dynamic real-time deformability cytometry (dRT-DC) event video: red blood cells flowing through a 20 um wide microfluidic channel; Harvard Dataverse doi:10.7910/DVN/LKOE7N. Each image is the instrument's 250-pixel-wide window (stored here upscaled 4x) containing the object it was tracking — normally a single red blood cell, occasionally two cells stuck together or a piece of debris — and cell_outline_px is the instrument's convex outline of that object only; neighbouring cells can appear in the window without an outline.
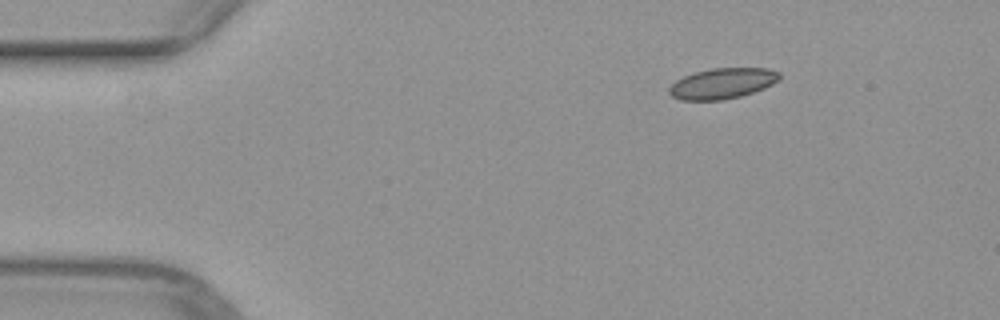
{"species": "common noctule bat (a hibernating species)", "species_latin": "Nyctalus noctula", "temperature_condition": "warm", "stored_images_in_passage": 44, "camera_frame_rate_fps": 3000, "um_per_image_px": 0.085, "animal": {"sex": "female", "body_mass_g": 29.2, "forearm_length_mm": 56.3}, "frame": {"image": 1, "passage_image": 1, "time_ms": 0.0, "image_size_px": [1000, 320], "cell_outline_px": [[780, 76], [772, 84], [764, 88], [740, 96], [720, 100], [680, 100], [672, 96], [668, 92], [668, 88], [676, 80], [692, 72], [712, 68], [768, 68], [780, 72]], "centroid_in_image_um": [61.37, 7.08], "position_along_channel_um": 23.6, "area_um2": 19.65}}
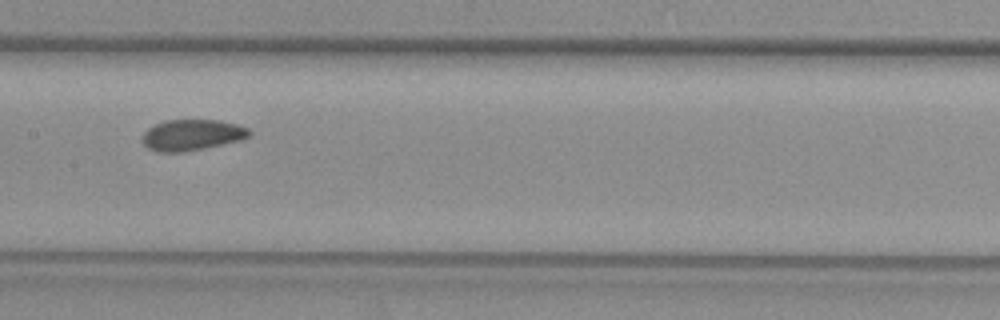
{"frame": {"image": 2, "passage_image": 19, "time_ms": 6.0, "image_size_px": [1000, 320], "cell_outline_px": [[252, 132], [248, 136], [240, 140], [204, 148], [184, 152], [160, 152], [148, 148], [144, 144], [144, 132], [148, 128], [164, 120], [220, 120], [236, 124], [248, 128]], "centroid_in_image_um": [16.33, 11.46], "position_along_channel_um": 191.1, "area_um2": 19.13}}
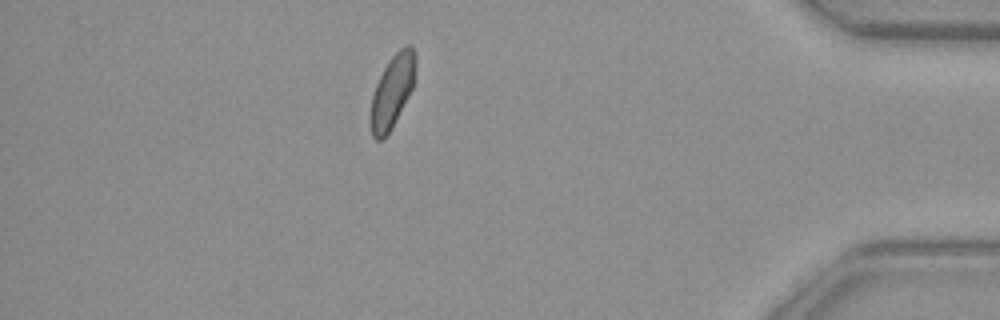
{"frame": {"image": 3, "passage_image": 38, "time_ms": 12.333, "image_size_px": [1000, 320], "cell_outline_px": [[416, 64], [412, 88], [392, 128], [380, 140], [376, 140], [372, 136], [368, 116], [372, 96], [376, 84], [388, 60], [404, 44], [412, 44], [416, 52]], "centroid_in_image_um": [33.33, 7.73], "position_along_channel_um": 401.9, "area_um2": 19.25}}